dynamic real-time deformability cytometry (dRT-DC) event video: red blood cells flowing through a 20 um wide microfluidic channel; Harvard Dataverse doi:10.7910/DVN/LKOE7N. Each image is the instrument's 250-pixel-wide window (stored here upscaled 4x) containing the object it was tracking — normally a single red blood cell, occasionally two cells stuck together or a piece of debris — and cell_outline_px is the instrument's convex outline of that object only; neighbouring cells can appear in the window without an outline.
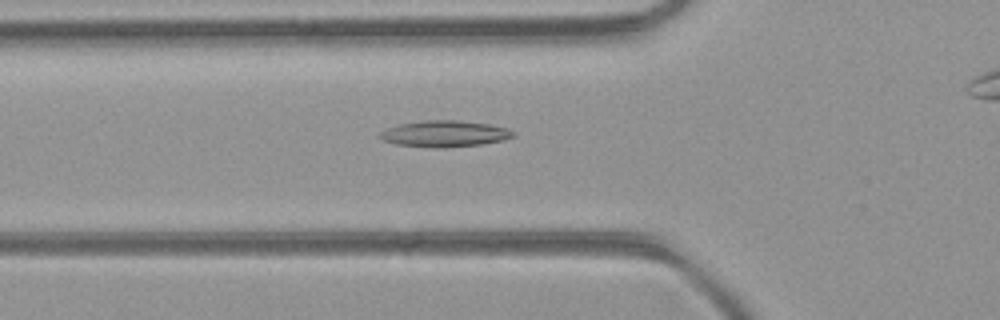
{"species": "common noctule bat (a hibernating species)", "species_latin": "Nyctalus noctula", "temperature_condition": "room temperature", "stored_images_in_passage": 40, "camera_frame_rate_fps": 3000, "um_per_image_px": 0.085, "animal": {"sex": "female", "body_mass_g": 21.9}, "frame": {"image": 1, "passage_image": 16, "time_ms": 5.0, "image_size_px": [1000, 320], "cell_outline_px": [[516, 136], [504, 140], [480, 144], [436, 148], [432, 148], [396, 144], [384, 140], [380, 136], [380, 132], [388, 128], [400, 124], [428, 120], [456, 120], [488, 124], [504, 128], [516, 132]], "centroid_in_image_um": [37.82, 11.37], "position_along_channel_um": 88.0, "area_um2": 20.11}}
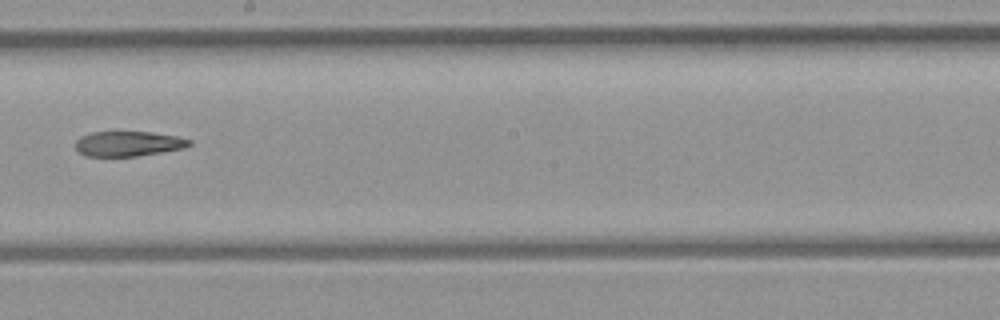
{"frame": {"image": 2, "passage_image": 26, "time_ms": 8.333, "image_size_px": [1000, 320], "cell_outline_px": [[192, 144], [184, 148], [136, 156], [84, 156], [76, 148], [76, 140], [80, 136], [92, 132], [152, 132], [176, 136], [192, 140]], "centroid_in_image_um": [10.9, 12.21], "position_along_channel_um": 237.3, "area_um2": 16.53}}
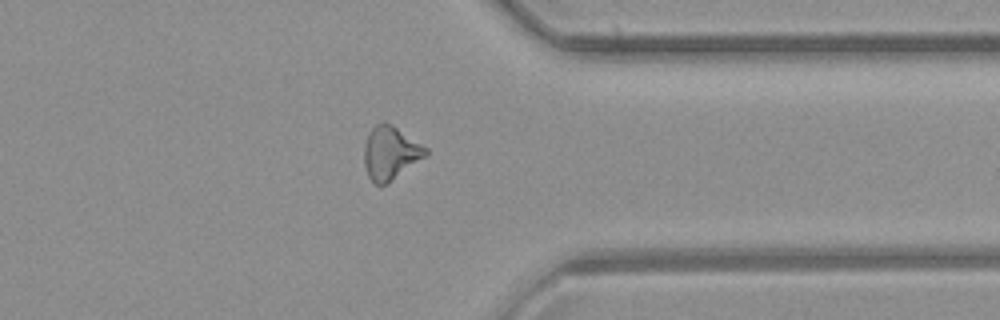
{"frame": {"image": 3, "passage_image": 36, "time_ms": 11.667, "image_size_px": [1000, 320], "cell_outline_px": [[428, 152], [424, 156], [384, 184], [376, 184], [368, 176], [364, 164], [364, 144], [372, 128], [376, 124], [384, 120], [392, 124], [428, 148]], "centroid_in_image_um": [33.15, 12.94], "position_along_channel_um": 378.2, "area_um2": 18.55}}